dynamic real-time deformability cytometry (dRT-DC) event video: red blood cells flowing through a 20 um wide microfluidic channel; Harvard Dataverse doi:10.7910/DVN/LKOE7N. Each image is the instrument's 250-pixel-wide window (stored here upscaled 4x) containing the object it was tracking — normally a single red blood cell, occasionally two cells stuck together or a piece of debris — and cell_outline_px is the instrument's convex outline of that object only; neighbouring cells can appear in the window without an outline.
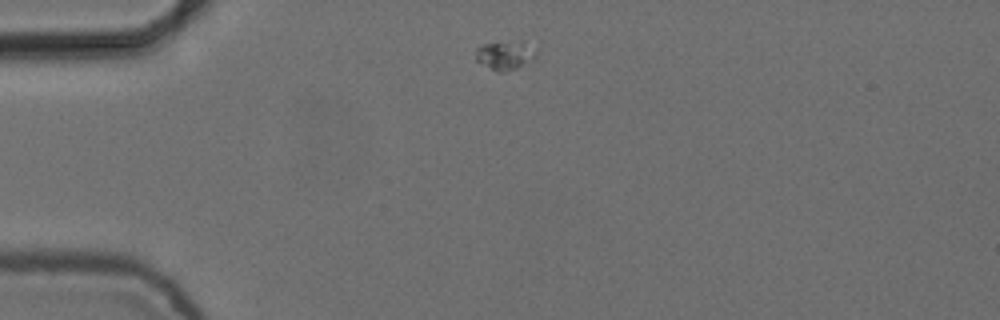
{"species": "common noctule bat (a hibernating species)", "species_latin": "Nyctalus noctula", "temperature_condition": "cold", "stored_images_in_passage": 2, "camera_frame_rate_fps": 3000, "um_per_image_px": 0.085, "animal": {"sex": "female", "body_mass_g": 24.6, "forearm_length_mm": 56.2}, "frame": {"image": 1, "passage_image": 1, "time_ms": 0.0, "image_size_px": [1000, 320], "cell_outline_px": [[540, 48], [536, 56], [532, 60], [516, 68], [504, 72], [496, 72], [476, 60], [476, 48], [480, 44], [524, 40], [540, 44]], "centroid_in_image_um": [43.06, 4.64], "position_along_channel_um": 41.9, "area_um2": 10.81}}